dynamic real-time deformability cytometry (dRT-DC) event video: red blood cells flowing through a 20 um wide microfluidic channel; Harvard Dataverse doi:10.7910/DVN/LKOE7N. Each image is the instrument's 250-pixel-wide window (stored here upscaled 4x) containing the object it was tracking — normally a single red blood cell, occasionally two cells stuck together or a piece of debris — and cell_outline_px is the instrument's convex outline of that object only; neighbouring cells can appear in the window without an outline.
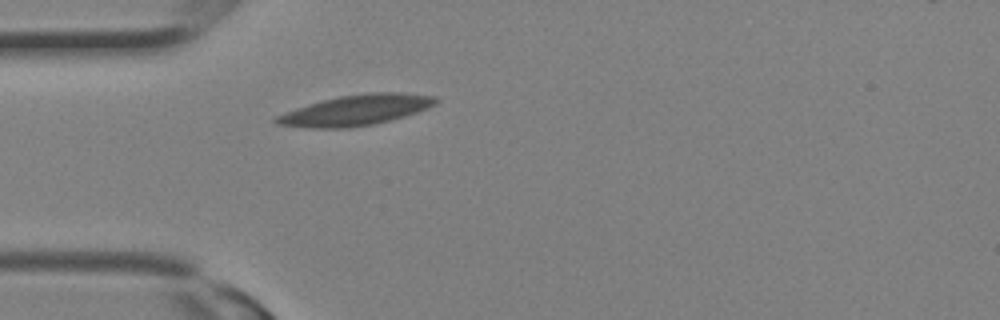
{"species": "Egyptian fruit bat (a non-hibernating species)", "species_latin": "Rousettus aegyptiacus", "temperature_condition": "room temperature", "stored_images_in_passage": 7, "camera_frame_rate_fps": 3000, "um_per_image_px": 0.085, "animal": {"sex": "female"}, "frame": {"image": 1, "passage_image": 1, "time_ms": 0.0, "image_size_px": [1000, 320], "cell_outline_px": [[440, 100], [436, 104], [428, 108], [404, 116], [372, 124], [348, 128], [308, 128], [276, 124], [272, 120], [276, 116], [296, 108], [308, 104], [340, 96], [368, 92], [400, 92], [436, 96]], "centroid_in_image_um": [30.26, 9.36], "position_along_channel_um": 54.7, "area_um2": 28.26}}
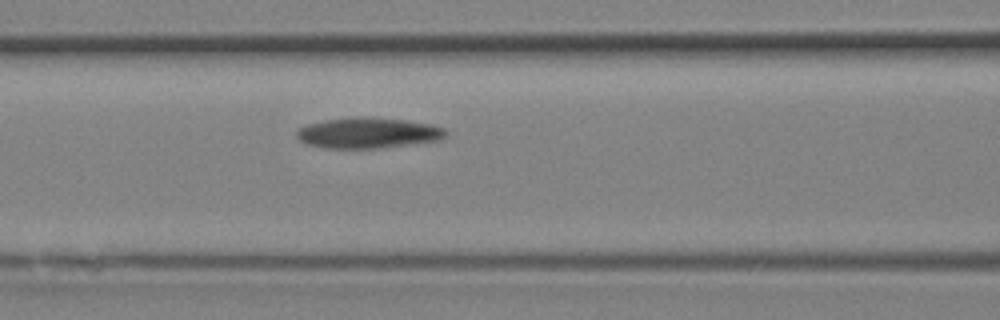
{"frame": {"image": 2, "passage_image": 5, "time_ms": 1.333, "image_size_px": [1000, 320], "cell_outline_px": [[448, 136], [440, 140], [380, 148], [324, 148], [304, 144], [296, 136], [296, 132], [300, 128], [308, 124], [324, 120], [404, 120], [432, 124], [444, 128], [448, 132]], "centroid_in_image_um": [31.32, 11.36], "position_along_channel_um": 135.3, "area_um2": 25.61}}
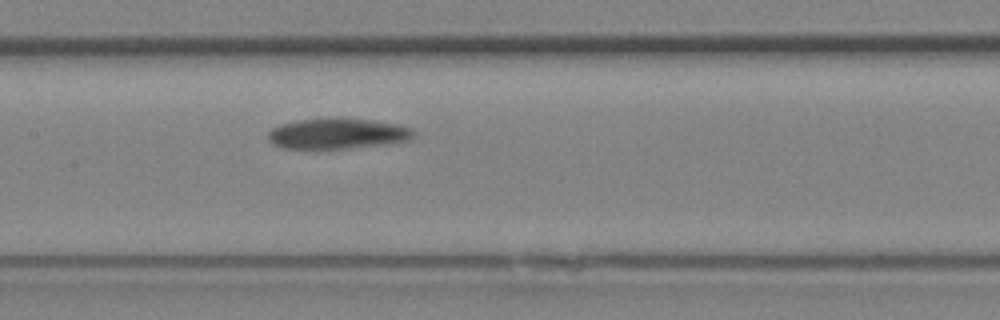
{"frame": {"image": 3, "passage_image": 7, "time_ms": 2.0, "image_size_px": [1000, 320], "cell_outline_px": [[416, 132], [412, 140], [388, 144], [348, 148], [284, 148], [272, 144], [268, 140], [268, 132], [272, 128], [280, 124], [296, 120], [324, 116], [340, 116], [372, 120], [400, 124], [412, 128]], "centroid_in_image_um": [28.72, 11.32], "position_along_channel_um": 178.7, "area_um2": 26.88}}